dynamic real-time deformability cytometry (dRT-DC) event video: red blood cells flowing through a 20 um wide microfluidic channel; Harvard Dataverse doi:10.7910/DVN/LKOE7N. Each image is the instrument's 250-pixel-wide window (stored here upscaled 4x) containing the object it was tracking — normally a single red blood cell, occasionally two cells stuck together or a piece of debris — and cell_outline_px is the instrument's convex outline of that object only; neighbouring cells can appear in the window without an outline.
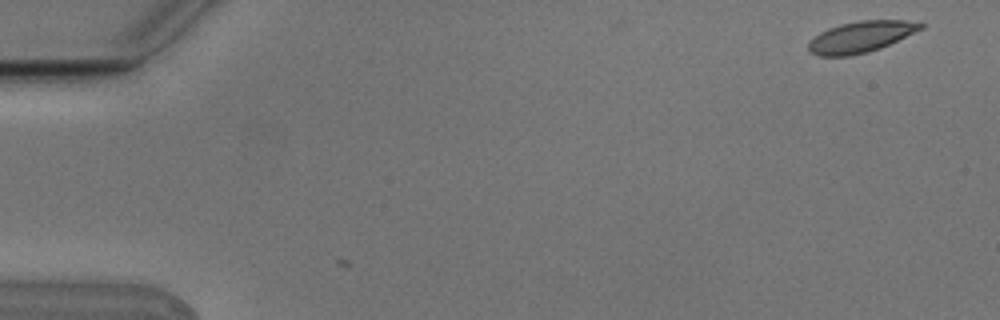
{"species": "Egyptian fruit bat (a non-hibernating species)", "species_latin": "Rousettus aegyptiacus", "temperature_condition": "cold", "stored_images_in_passage": 5, "camera_frame_rate_fps": 3000, "um_per_image_px": 0.085, "animal": {"sex": "male"}, "frame": {"image": 1, "passage_image": 1, "time_ms": 0.0, "image_size_px": [1000, 320], "cell_outline_px": [[924, 28], [880, 48], [868, 52], [848, 56], [820, 56], [812, 52], [808, 48], [808, 44], [820, 32], [828, 28], [840, 24], [860, 20], [904, 20], [924, 24]], "centroid_in_image_um": [73.18, 3.12], "position_along_channel_um": 11.8, "area_um2": 20.11}}
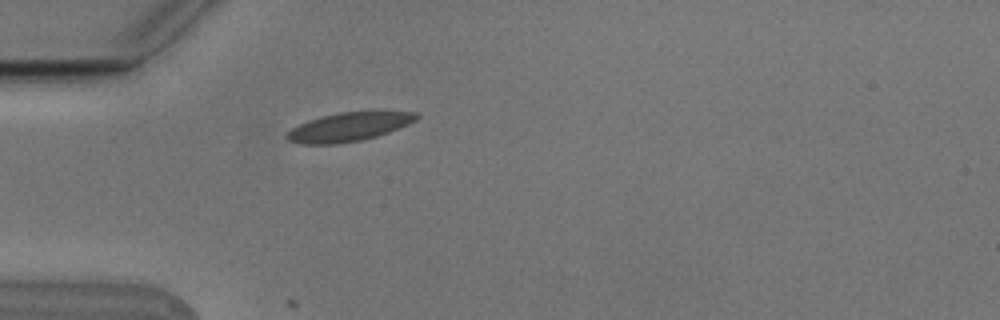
{"frame": {"image": 2, "passage_image": 5, "time_ms": 1.333, "image_size_px": [1000, 320], "cell_outline_px": [[420, 116], [416, 120], [408, 124], [388, 132], [376, 136], [360, 140], [336, 144], [300, 144], [288, 140], [284, 136], [292, 128], [308, 120], [320, 116], [340, 112], [416, 112]], "centroid_in_image_um": [29.61, 10.79], "position_along_channel_um": 55.4, "area_um2": 21.44}}